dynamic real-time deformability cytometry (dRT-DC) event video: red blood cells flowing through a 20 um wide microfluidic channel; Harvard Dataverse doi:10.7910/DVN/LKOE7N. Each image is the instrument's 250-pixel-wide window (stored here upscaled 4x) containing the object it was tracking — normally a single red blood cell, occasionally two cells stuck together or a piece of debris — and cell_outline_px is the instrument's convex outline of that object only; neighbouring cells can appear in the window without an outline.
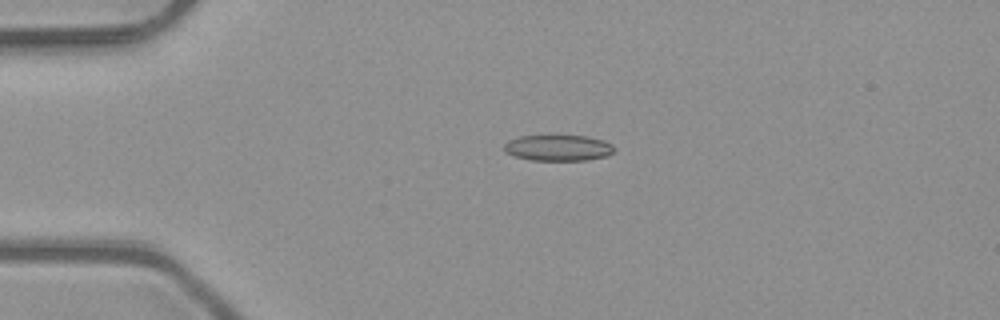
{"species": "common noctule bat (a hibernating species)", "species_latin": "Nyctalus noctula", "temperature_condition": "room temperature", "stored_images_in_passage": 4, "camera_frame_rate_fps": 3000, "um_per_image_px": 0.085, "animal": {"sex": "male", "body_mass_g": 23.1, "forearm_length_mm": 52.7}, "frame": {"image": 1, "passage_image": 3, "time_ms": 0.667, "image_size_px": [1000, 320], "cell_outline_px": [[616, 148], [612, 152], [604, 156], [588, 160], [532, 160], [516, 156], [504, 152], [504, 144], [508, 140], [520, 136], [588, 136], [604, 140], [612, 144]], "centroid_in_image_um": [47.45, 12.56], "position_along_channel_um": 37.6, "area_um2": 16.59}}